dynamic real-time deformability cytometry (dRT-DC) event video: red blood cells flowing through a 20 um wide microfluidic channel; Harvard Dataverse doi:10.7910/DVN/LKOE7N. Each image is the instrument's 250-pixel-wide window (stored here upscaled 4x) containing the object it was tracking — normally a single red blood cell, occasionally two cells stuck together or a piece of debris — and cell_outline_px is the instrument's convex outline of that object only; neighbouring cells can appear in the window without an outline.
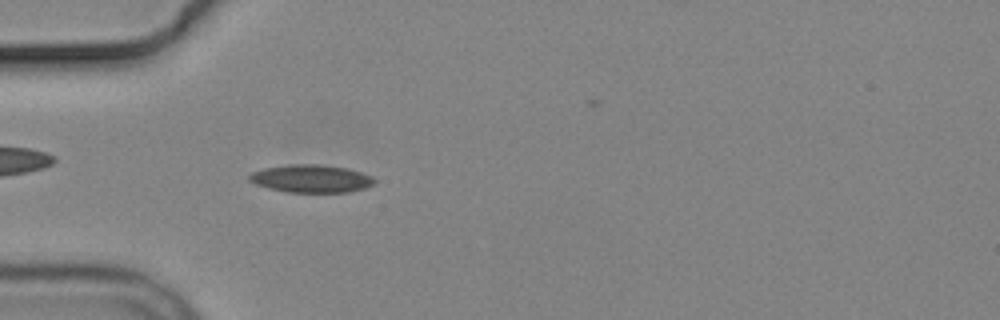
{"species": "common noctule bat (a hibernating species)", "species_latin": "Nyctalus noctula", "temperature_condition": "cold", "stored_images_in_passage": 3, "camera_frame_rate_fps": 3000, "um_per_image_px": 0.085, "animal": {"sex": "male", "body_mass_g": 19.2, "forearm_length_mm": 51.8}, "frame": {"image": 1, "passage_image": 3, "time_ms": 3.0, "image_size_px": [1000, 320], "cell_outline_px": [[376, 184], [364, 188], [348, 192], [288, 192], [268, 188], [256, 184], [248, 180], [248, 176], [252, 172], [264, 168], [288, 164], [320, 164], [348, 168], [372, 176], [376, 180]], "centroid_in_image_um": [26.46, 15.18], "position_along_channel_um": 58.5, "area_um2": 20.4}}